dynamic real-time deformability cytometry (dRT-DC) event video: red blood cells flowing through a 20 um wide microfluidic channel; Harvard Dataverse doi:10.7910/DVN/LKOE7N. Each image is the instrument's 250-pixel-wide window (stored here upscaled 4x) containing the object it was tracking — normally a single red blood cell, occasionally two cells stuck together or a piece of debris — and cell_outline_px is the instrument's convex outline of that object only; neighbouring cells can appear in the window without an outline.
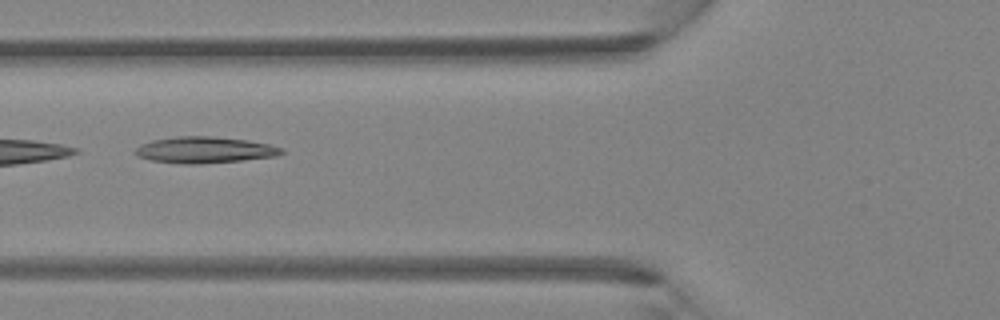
{"species": "Egyptian fruit bat (a non-hibernating species)", "species_latin": "Rousettus aegyptiacus", "temperature_condition": "room temperature", "stored_images_in_passage": 3, "camera_frame_rate_fps": 3000, "um_per_image_px": 0.085, "animal": {"sex": "female"}, "frame": {"image": 1, "passage_image": 2, "time_ms": 0.333, "image_size_px": [1000, 320], "cell_outline_px": [[284, 152], [276, 156], [244, 160], [200, 164], [180, 164], [152, 160], [136, 156], [132, 152], [140, 144], [152, 140], [180, 136], [212, 136], [248, 140], [268, 144], [284, 148]], "centroid_in_image_um": [17.38, 12.75], "position_along_channel_um": 108.4, "area_um2": 22.6}}
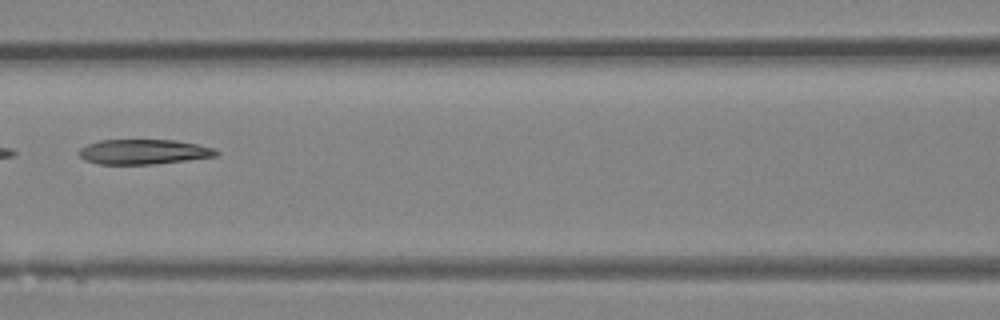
{"frame": {"image": 2, "passage_image": 3, "time_ms": 0.667, "image_size_px": [1000, 320], "cell_outline_px": [[220, 152], [216, 156], [188, 160], [156, 164], [100, 164], [84, 160], [80, 156], [80, 148], [88, 144], [100, 140], [176, 140], [196, 144], [212, 148]], "centroid_in_image_um": [12.21, 12.9], "position_along_channel_um": 154.4, "area_um2": 19.83}}